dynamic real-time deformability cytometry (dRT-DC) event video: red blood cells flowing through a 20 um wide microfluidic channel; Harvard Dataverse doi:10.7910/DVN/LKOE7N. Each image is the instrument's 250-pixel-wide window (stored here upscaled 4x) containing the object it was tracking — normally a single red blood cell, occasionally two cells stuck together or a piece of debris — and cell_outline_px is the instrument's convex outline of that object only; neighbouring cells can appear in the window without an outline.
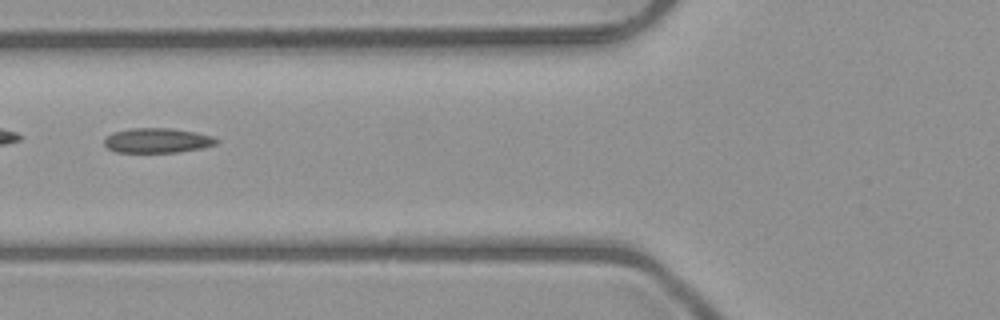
{"species": "common noctule bat (a hibernating species)", "species_latin": "Nyctalus noctula", "temperature_condition": "room temperature", "stored_images_in_passage": 52, "camera_frame_rate_fps": 3000, "um_per_image_px": 0.085, "animal": {"sex": "male", "body_mass_g": 23.1, "forearm_length_mm": 52.7}, "frame": {"image": 1, "passage_image": 21, "time_ms": 6.667, "image_size_px": [1000, 320], "cell_outline_px": [[220, 140], [216, 144], [200, 148], [176, 152], [116, 152], [108, 148], [104, 144], [104, 136], [112, 132], [128, 128], [172, 128], [196, 132], [212, 136]], "centroid_in_image_um": [13.33, 11.92], "position_along_channel_um": 112.5, "area_um2": 16.3}}
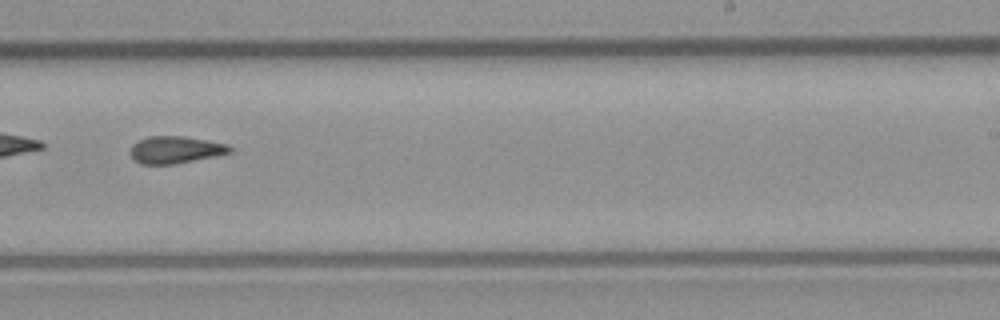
{"frame": {"image": 2, "passage_image": 33, "time_ms": 10.667, "image_size_px": [1000, 320], "cell_outline_px": [[232, 152], [216, 156], [176, 164], [140, 164], [132, 156], [132, 144], [148, 136], [184, 136], [228, 144], [232, 148]], "centroid_in_image_um": [14.95, 12.73], "position_along_channel_um": 274.0, "area_um2": 15.66}}
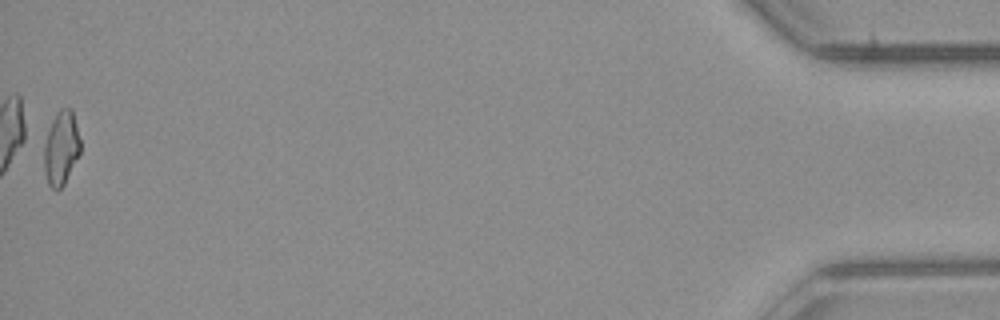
{"frame": {"image": 3, "passage_image": 52, "time_ms": 17.0, "image_size_px": [1000, 320], "cell_outline_px": [[80, 152], [64, 184], [56, 192], [48, 184], [44, 172], [44, 144], [52, 120], [56, 112], [60, 108], [72, 108], [80, 140]], "centroid_in_image_um": [5.19, 12.59], "position_along_channel_um": 430.0, "area_um2": 15.61}, "authors_computed_cell_mechanics": {"area_um2": 16.2707, "velocity_mm_per_s": 4.0404, "shape_relaxation_time_tau1_ms": null, "shape_relaxation_time_tau2_ms": 3.8164, "deformation_change_tau1": null, "deformation_change_tau2": 0.1064}}